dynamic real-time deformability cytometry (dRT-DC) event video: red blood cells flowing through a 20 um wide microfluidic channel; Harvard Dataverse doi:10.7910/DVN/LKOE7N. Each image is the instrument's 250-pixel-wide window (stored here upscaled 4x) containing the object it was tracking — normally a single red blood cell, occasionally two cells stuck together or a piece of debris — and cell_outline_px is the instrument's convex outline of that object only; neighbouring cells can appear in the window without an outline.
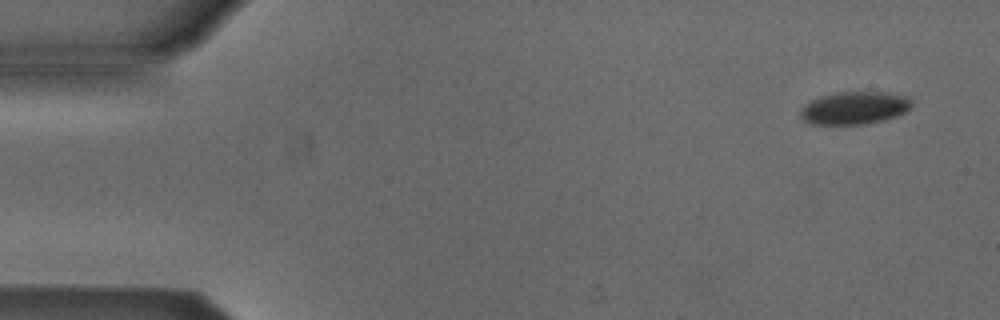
{"species": "Egyptian fruit bat (a non-hibernating species)", "species_latin": "Rousettus aegyptiacus", "temperature_condition": "cold", "stored_images_in_passage": 4, "camera_frame_rate_fps": 3000, "um_per_image_px": 0.085, "animal": {"sex": "male"}, "frame": {"image": 1, "passage_image": 1, "time_ms": 0.0, "image_size_px": [1000, 320], "cell_outline_px": [[912, 104], [904, 112], [896, 116], [864, 124], [808, 124], [800, 116], [800, 108], [804, 104], [820, 96], [836, 92], [884, 92], [908, 96], [912, 100]], "centroid_in_image_um": [72.59, 9.16], "position_along_channel_um": 12.4, "area_um2": 21.15}}
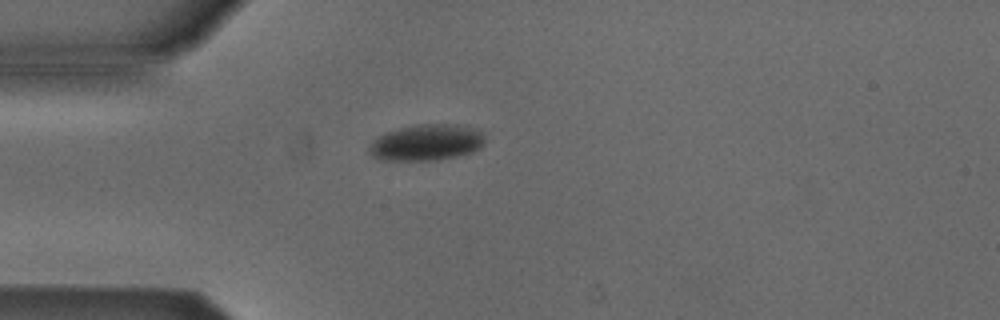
{"frame": {"image": 2, "passage_image": 4, "time_ms": 3.667, "image_size_px": [1000, 320], "cell_outline_px": [[484, 144], [480, 148], [472, 152], [456, 156], [436, 160], [380, 160], [372, 156], [368, 152], [368, 148], [372, 140], [376, 136], [384, 132], [416, 124], [448, 124], [468, 128], [480, 132], [484, 136]], "centroid_in_image_um": [36.17, 12.12], "position_along_channel_um": 48.8, "area_um2": 24.33}}